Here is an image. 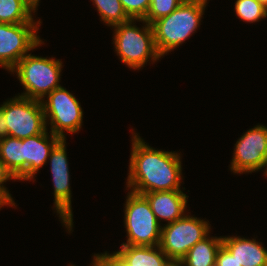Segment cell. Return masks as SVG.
<instances>
[{"mask_svg": "<svg viewBox=\"0 0 267 266\" xmlns=\"http://www.w3.org/2000/svg\"><path fill=\"white\" fill-rule=\"evenodd\" d=\"M127 266H163L169 259L157 246L121 245L114 252Z\"/></svg>", "mask_w": 267, "mask_h": 266, "instance_id": "cell-15", "label": "cell"}, {"mask_svg": "<svg viewBox=\"0 0 267 266\" xmlns=\"http://www.w3.org/2000/svg\"><path fill=\"white\" fill-rule=\"evenodd\" d=\"M183 1L200 2V3L207 4V0H183Z\"/></svg>", "mask_w": 267, "mask_h": 266, "instance_id": "cell-30", "label": "cell"}, {"mask_svg": "<svg viewBox=\"0 0 267 266\" xmlns=\"http://www.w3.org/2000/svg\"><path fill=\"white\" fill-rule=\"evenodd\" d=\"M127 187L132 192L180 190L181 160L178 153L155 150L133 133Z\"/></svg>", "mask_w": 267, "mask_h": 266, "instance_id": "cell-1", "label": "cell"}, {"mask_svg": "<svg viewBox=\"0 0 267 266\" xmlns=\"http://www.w3.org/2000/svg\"><path fill=\"white\" fill-rule=\"evenodd\" d=\"M47 129L38 135L23 139V173L17 180H32L40 168L44 166L55 144L61 139ZM50 139V140H49Z\"/></svg>", "mask_w": 267, "mask_h": 266, "instance_id": "cell-12", "label": "cell"}, {"mask_svg": "<svg viewBox=\"0 0 267 266\" xmlns=\"http://www.w3.org/2000/svg\"><path fill=\"white\" fill-rule=\"evenodd\" d=\"M135 19L112 26L114 29V47L121 61L132 69H140L146 62H154L162 56L159 54L153 36L151 24L143 19H137L145 23L139 29L134 25ZM133 23V25H132Z\"/></svg>", "mask_w": 267, "mask_h": 266, "instance_id": "cell-3", "label": "cell"}, {"mask_svg": "<svg viewBox=\"0 0 267 266\" xmlns=\"http://www.w3.org/2000/svg\"><path fill=\"white\" fill-rule=\"evenodd\" d=\"M206 4L183 1L172 13L151 23L161 56L184 43L200 25Z\"/></svg>", "mask_w": 267, "mask_h": 266, "instance_id": "cell-2", "label": "cell"}, {"mask_svg": "<svg viewBox=\"0 0 267 266\" xmlns=\"http://www.w3.org/2000/svg\"><path fill=\"white\" fill-rule=\"evenodd\" d=\"M260 4L267 8V0H257Z\"/></svg>", "mask_w": 267, "mask_h": 266, "instance_id": "cell-31", "label": "cell"}, {"mask_svg": "<svg viewBox=\"0 0 267 266\" xmlns=\"http://www.w3.org/2000/svg\"><path fill=\"white\" fill-rule=\"evenodd\" d=\"M5 204L0 200V209L2 208V206H4Z\"/></svg>", "mask_w": 267, "mask_h": 266, "instance_id": "cell-33", "label": "cell"}, {"mask_svg": "<svg viewBox=\"0 0 267 266\" xmlns=\"http://www.w3.org/2000/svg\"><path fill=\"white\" fill-rule=\"evenodd\" d=\"M235 12L241 20L251 23L267 17V8L257 0H237Z\"/></svg>", "mask_w": 267, "mask_h": 266, "instance_id": "cell-20", "label": "cell"}, {"mask_svg": "<svg viewBox=\"0 0 267 266\" xmlns=\"http://www.w3.org/2000/svg\"><path fill=\"white\" fill-rule=\"evenodd\" d=\"M35 11L23 0H0V23H41L35 22Z\"/></svg>", "mask_w": 267, "mask_h": 266, "instance_id": "cell-18", "label": "cell"}, {"mask_svg": "<svg viewBox=\"0 0 267 266\" xmlns=\"http://www.w3.org/2000/svg\"><path fill=\"white\" fill-rule=\"evenodd\" d=\"M124 213L127 242L122 245H159L162 227L143 195L130 191L126 199Z\"/></svg>", "mask_w": 267, "mask_h": 266, "instance_id": "cell-5", "label": "cell"}, {"mask_svg": "<svg viewBox=\"0 0 267 266\" xmlns=\"http://www.w3.org/2000/svg\"><path fill=\"white\" fill-rule=\"evenodd\" d=\"M8 136V127L5 123V116L3 112L0 110V140H3Z\"/></svg>", "mask_w": 267, "mask_h": 266, "instance_id": "cell-26", "label": "cell"}, {"mask_svg": "<svg viewBox=\"0 0 267 266\" xmlns=\"http://www.w3.org/2000/svg\"><path fill=\"white\" fill-rule=\"evenodd\" d=\"M104 266H127L115 253L95 254Z\"/></svg>", "mask_w": 267, "mask_h": 266, "instance_id": "cell-25", "label": "cell"}, {"mask_svg": "<svg viewBox=\"0 0 267 266\" xmlns=\"http://www.w3.org/2000/svg\"><path fill=\"white\" fill-rule=\"evenodd\" d=\"M131 19H144L150 8V0H120Z\"/></svg>", "mask_w": 267, "mask_h": 266, "instance_id": "cell-22", "label": "cell"}, {"mask_svg": "<svg viewBox=\"0 0 267 266\" xmlns=\"http://www.w3.org/2000/svg\"><path fill=\"white\" fill-rule=\"evenodd\" d=\"M17 178L15 175L7 168V166L0 160V200L5 204L9 206H15V203L13 201V198L11 197V194L6 189V187L3 186L4 182Z\"/></svg>", "mask_w": 267, "mask_h": 266, "instance_id": "cell-23", "label": "cell"}, {"mask_svg": "<svg viewBox=\"0 0 267 266\" xmlns=\"http://www.w3.org/2000/svg\"><path fill=\"white\" fill-rule=\"evenodd\" d=\"M101 20L108 26L125 23L131 18L125 12L120 0H92Z\"/></svg>", "mask_w": 267, "mask_h": 266, "instance_id": "cell-19", "label": "cell"}, {"mask_svg": "<svg viewBox=\"0 0 267 266\" xmlns=\"http://www.w3.org/2000/svg\"><path fill=\"white\" fill-rule=\"evenodd\" d=\"M25 3H27L34 11L38 7V3L40 0H23Z\"/></svg>", "mask_w": 267, "mask_h": 266, "instance_id": "cell-28", "label": "cell"}, {"mask_svg": "<svg viewBox=\"0 0 267 266\" xmlns=\"http://www.w3.org/2000/svg\"><path fill=\"white\" fill-rule=\"evenodd\" d=\"M183 0H150V8L143 19L149 24L172 13Z\"/></svg>", "mask_w": 267, "mask_h": 266, "instance_id": "cell-21", "label": "cell"}, {"mask_svg": "<svg viewBox=\"0 0 267 266\" xmlns=\"http://www.w3.org/2000/svg\"><path fill=\"white\" fill-rule=\"evenodd\" d=\"M92 263V266H104L103 263L100 261V259L94 255L93 257V262ZM71 266H74V265H71Z\"/></svg>", "mask_w": 267, "mask_h": 266, "instance_id": "cell-29", "label": "cell"}, {"mask_svg": "<svg viewBox=\"0 0 267 266\" xmlns=\"http://www.w3.org/2000/svg\"><path fill=\"white\" fill-rule=\"evenodd\" d=\"M209 266H219V265H218L217 261H215V262L211 263Z\"/></svg>", "mask_w": 267, "mask_h": 266, "instance_id": "cell-32", "label": "cell"}, {"mask_svg": "<svg viewBox=\"0 0 267 266\" xmlns=\"http://www.w3.org/2000/svg\"><path fill=\"white\" fill-rule=\"evenodd\" d=\"M216 261L219 266H236L234 256L223 245L217 251Z\"/></svg>", "mask_w": 267, "mask_h": 266, "instance_id": "cell-24", "label": "cell"}, {"mask_svg": "<svg viewBox=\"0 0 267 266\" xmlns=\"http://www.w3.org/2000/svg\"><path fill=\"white\" fill-rule=\"evenodd\" d=\"M222 245V237L207 236L197 242L182 259L185 266H209L216 261V254Z\"/></svg>", "mask_w": 267, "mask_h": 266, "instance_id": "cell-16", "label": "cell"}, {"mask_svg": "<svg viewBox=\"0 0 267 266\" xmlns=\"http://www.w3.org/2000/svg\"><path fill=\"white\" fill-rule=\"evenodd\" d=\"M66 138L60 139L50 152L49 160L53 178L54 206L59 217L70 232L73 225V213L71 209L70 172L67 161Z\"/></svg>", "mask_w": 267, "mask_h": 266, "instance_id": "cell-11", "label": "cell"}, {"mask_svg": "<svg viewBox=\"0 0 267 266\" xmlns=\"http://www.w3.org/2000/svg\"><path fill=\"white\" fill-rule=\"evenodd\" d=\"M222 245L234 256L236 266H267V250L256 239L222 237Z\"/></svg>", "mask_w": 267, "mask_h": 266, "instance_id": "cell-14", "label": "cell"}, {"mask_svg": "<svg viewBox=\"0 0 267 266\" xmlns=\"http://www.w3.org/2000/svg\"><path fill=\"white\" fill-rule=\"evenodd\" d=\"M40 23H0V66L11 70L28 51L43 42L37 35Z\"/></svg>", "mask_w": 267, "mask_h": 266, "instance_id": "cell-9", "label": "cell"}, {"mask_svg": "<svg viewBox=\"0 0 267 266\" xmlns=\"http://www.w3.org/2000/svg\"><path fill=\"white\" fill-rule=\"evenodd\" d=\"M207 221L184 215L162 227L159 247L169 259H183L189 249L209 235Z\"/></svg>", "mask_w": 267, "mask_h": 266, "instance_id": "cell-7", "label": "cell"}, {"mask_svg": "<svg viewBox=\"0 0 267 266\" xmlns=\"http://www.w3.org/2000/svg\"><path fill=\"white\" fill-rule=\"evenodd\" d=\"M48 102L42 100L45 122L50 120L53 135L64 139V131L77 133L82 125L83 111L79 101L64 87L54 89L47 95Z\"/></svg>", "mask_w": 267, "mask_h": 266, "instance_id": "cell-8", "label": "cell"}, {"mask_svg": "<svg viewBox=\"0 0 267 266\" xmlns=\"http://www.w3.org/2000/svg\"><path fill=\"white\" fill-rule=\"evenodd\" d=\"M62 66V62L57 59L33 56L30 53L10 72L17 73V78L25 89L20 96L42 101L54 89L61 87L59 82Z\"/></svg>", "mask_w": 267, "mask_h": 266, "instance_id": "cell-4", "label": "cell"}, {"mask_svg": "<svg viewBox=\"0 0 267 266\" xmlns=\"http://www.w3.org/2000/svg\"><path fill=\"white\" fill-rule=\"evenodd\" d=\"M163 266H185L182 259H168Z\"/></svg>", "mask_w": 267, "mask_h": 266, "instance_id": "cell-27", "label": "cell"}, {"mask_svg": "<svg viewBox=\"0 0 267 266\" xmlns=\"http://www.w3.org/2000/svg\"><path fill=\"white\" fill-rule=\"evenodd\" d=\"M150 204L158 222H174L184 216L188 196L182 190L148 192L142 194Z\"/></svg>", "mask_w": 267, "mask_h": 266, "instance_id": "cell-13", "label": "cell"}, {"mask_svg": "<svg viewBox=\"0 0 267 266\" xmlns=\"http://www.w3.org/2000/svg\"><path fill=\"white\" fill-rule=\"evenodd\" d=\"M0 110L5 116L8 136L24 139L43 133L47 129L41 101L23 96L4 102Z\"/></svg>", "mask_w": 267, "mask_h": 266, "instance_id": "cell-6", "label": "cell"}, {"mask_svg": "<svg viewBox=\"0 0 267 266\" xmlns=\"http://www.w3.org/2000/svg\"><path fill=\"white\" fill-rule=\"evenodd\" d=\"M0 160L18 178L23 173V139L7 136L0 140Z\"/></svg>", "mask_w": 267, "mask_h": 266, "instance_id": "cell-17", "label": "cell"}, {"mask_svg": "<svg viewBox=\"0 0 267 266\" xmlns=\"http://www.w3.org/2000/svg\"><path fill=\"white\" fill-rule=\"evenodd\" d=\"M231 170L234 173H244L265 168L267 176V127L257 125L241 136L234 148Z\"/></svg>", "mask_w": 267, "mask_h": 266, "instance_id": "cell-10", "label": "cell"}]
</instances>
